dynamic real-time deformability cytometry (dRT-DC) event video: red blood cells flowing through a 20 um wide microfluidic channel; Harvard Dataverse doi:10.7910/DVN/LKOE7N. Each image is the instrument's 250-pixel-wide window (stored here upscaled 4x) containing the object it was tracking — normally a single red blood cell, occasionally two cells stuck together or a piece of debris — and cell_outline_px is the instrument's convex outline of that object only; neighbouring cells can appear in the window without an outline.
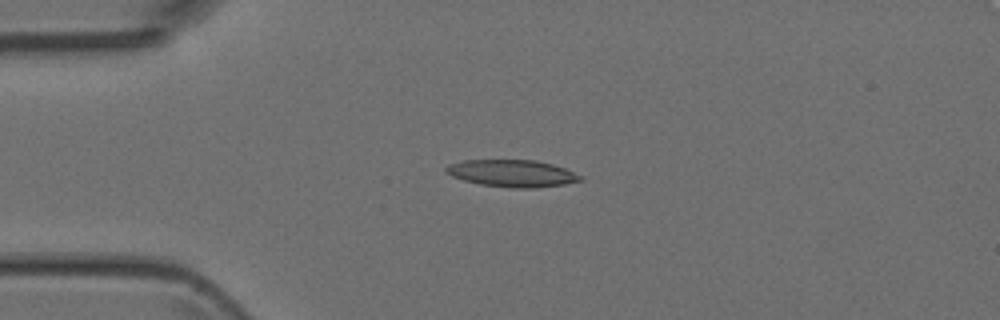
{"species": "Egyptian fruit bat (a non-hibernating species)", "species_latin": "Rousettus aegyptiacus", "temperature_condition": "room temperature", "stored_images_in_passage": 4, "camera_frame_rate_fps": 3000, "um_per_image_px": 0.085, "animal": {"sex": "female"}, "frame": {"image": 1, "passage_image": 2, "time_ms": 1.0, "image_size_px": [1000, 320], "cell_outline_px": [[584, 180], [564, 184], [532, 188], [512, 188], [480, 184], [464, 180], [452, 176], [444, 172], [444, 168], [448, 164], [464, 160], [536, 160], [552, 164], [564, 168], [584, 176]], "centroid_in_image_um": [43.53, 14.73], "position_along_channel_um": 41.5, "area_um2": 21.27}}
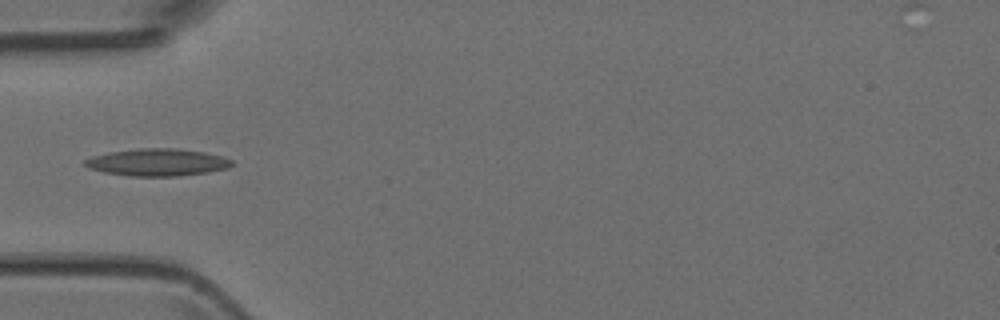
{"frame": {"image": 2, "passage_image": 3, "time_ms": 2.333, "image_size_px": [1000, 320], "cell_outline_px": [[236, 164], [228, 168], [208, 172], [176, 176], [128, 176], [104, 172], [88, 168], [84, 164], [84, 160], [92, 156], [108, 152], [140, 148], [176, 148], [204, 152], [220, 156], [232, 160]], "centroid_in_image_um": [13.37, 13.79], "position_along_channel_um": 71.6, "area_um2": 23.41}}
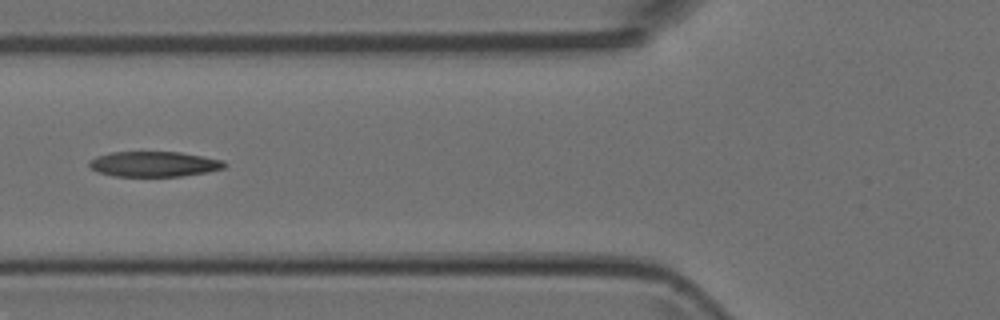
{"frame": {"image": 3, "passage_image": 4, "time_ms": 3.333, "image_size_px": [1000, 320], "cell_outline_px": [[228, 164], [224, 168], [208, 172], [180, 176], [112, 176], [96, 172], [88, 164], [88, 160], [96, 156], [112, 152], [180, 152], [204, 156], [224, 160]], "centroid_in_image_um": [13.09, 13.94], "position_along_channel_um": 112.7, "area_um2": 20.11}}